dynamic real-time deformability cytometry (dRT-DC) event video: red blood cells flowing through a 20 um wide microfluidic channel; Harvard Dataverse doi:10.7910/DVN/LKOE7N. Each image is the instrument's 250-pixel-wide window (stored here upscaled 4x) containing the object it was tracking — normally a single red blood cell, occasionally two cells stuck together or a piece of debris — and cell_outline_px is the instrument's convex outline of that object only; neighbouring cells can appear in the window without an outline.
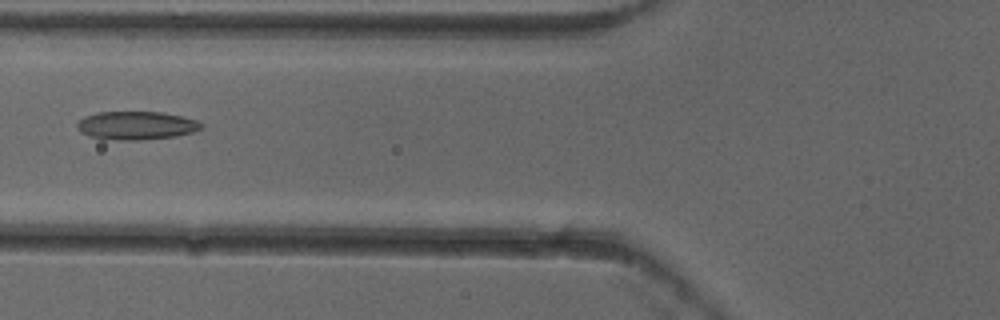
{"species": "common noctule bat (a hibernating species)", "species_latin": "Nyctalus noctula", "temperature_condition": "cold", "stored_images_in_passage": 6, "camera_frame_rate_fps": 3000, "um_per_image_px": 0.085, "animal": {"sex": "female"}, "frame": {"image": 1, "passage_image": 6, "time_ms": 1.667, "image_size_px": [1000, 320], "cell_outline_px": [[204, 128], [192, 132], [176, 136], [140, 140], [104, 140], [88, 136], [76, 128], [76, 124], [84, 116], [96, 112], [160, 112], [180, 116], [196, 120], [204, 124]], "centroid_in_image_um": [11.56, 10.68], "position_along_channel_um": 114.2, "area_um2": 20.69}}